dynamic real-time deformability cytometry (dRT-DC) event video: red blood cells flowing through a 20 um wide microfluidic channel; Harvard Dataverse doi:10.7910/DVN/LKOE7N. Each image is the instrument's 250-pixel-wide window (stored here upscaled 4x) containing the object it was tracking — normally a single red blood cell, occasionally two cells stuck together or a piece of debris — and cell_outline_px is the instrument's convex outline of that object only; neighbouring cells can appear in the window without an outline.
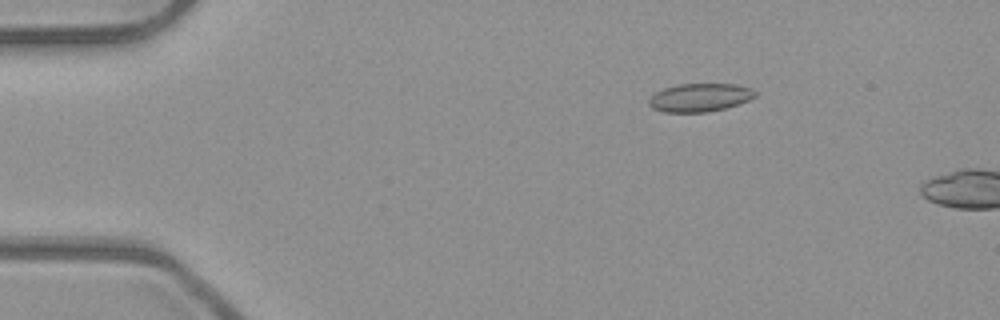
{"species": "common noctule bat (a hibernating species)", "species_latin": "Nyctalus noctula", "temperature_condition": "room temperature", "stored_images_in_passage": 5, "camera_frame_rate_fps": 3000, "um_per_image_px": 0.085, "animal": {"sex": "male", "body_mass_g": 23.1, "forearm_length_mm": 52.7}, "frame": {"image": 1, "passage_image": 3, "time_ms": 0.667, "image_size_px": [1000, 320], "cell_outline_px": [[756, 96], [748, 100], [724, 108], [708, 112], [664, 112], [652, 108], [648, 104], [648, 100], [656, 92], [664, 88], [680, 84], [736, 84], [752, 88], [756, 92]], "centroid_in_image_um": [59.48, 8.29], "position_along_channel_um": 25.5, "area_um2": 17.4}}